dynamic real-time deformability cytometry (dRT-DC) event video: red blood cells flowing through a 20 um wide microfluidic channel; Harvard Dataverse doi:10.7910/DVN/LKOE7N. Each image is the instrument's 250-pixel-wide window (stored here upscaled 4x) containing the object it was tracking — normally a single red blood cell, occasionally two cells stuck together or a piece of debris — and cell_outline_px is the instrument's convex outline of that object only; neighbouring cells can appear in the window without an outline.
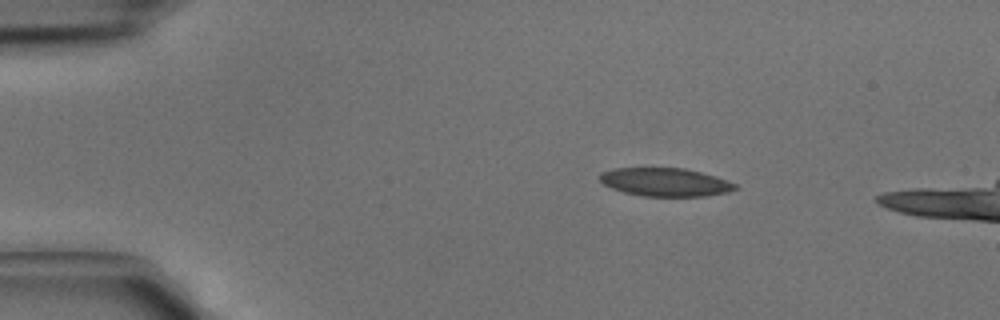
{"species": "common noctule bat (a hibernating species)", "species_latin": "Nyctalus noctula", "temperature_condition": "cold", "stored_images_in_passage": 3, "camera_frame_rate_fps": 3000, "um_per_image_px": 0.085, "animal": {"sex": "male", "body_mass_g": 15.6}, "frame": {"image": 1, "passage_image": 1, "time_ms": 0.0, "image_size_px": [1000, 320], "cell_outline_px": [[740, 188], [728, 192], [704, 196], [644, 196], [624, 192], [612, 188], [604, 184], [600, 180], [600, 172], [612, 168], [684, 168], [716, 176], [728, 180], [736, 184]], "centroid_in_image_um": [56.57, 15.47], "position_along_channel_um": 28.4, "area_um2": 22.37}}
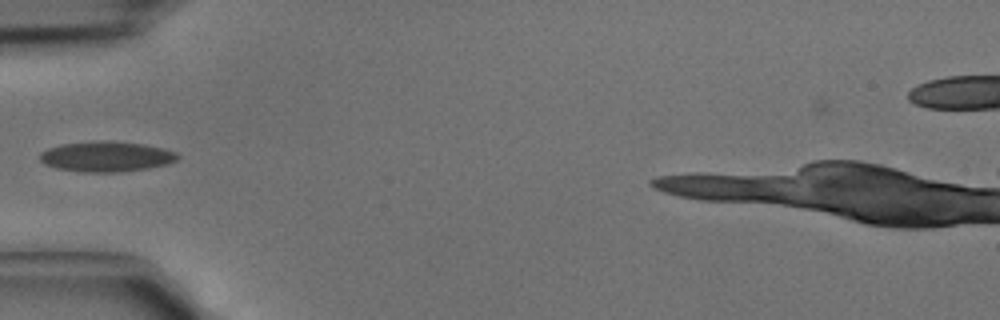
{"frame": {"image": 2, "passage_image": 3, "time_ms": 0.667, "image_size_px": [1000, 320], "cell_outline_px": [[180, 156], [176, 160], [164, 164], [148, 168], [120, 172], [80, 172], [56, 168], [44, 164], [40, 160], [40, 152], [48, 148], [60, 144], [100, 140], [108, 140], [144, 144], [164, 148], [176, 152]], "centroid_in_image_um": [9.01, 13.3], "position_along_channel_um": 76.0, "area_um2": 24.51}}